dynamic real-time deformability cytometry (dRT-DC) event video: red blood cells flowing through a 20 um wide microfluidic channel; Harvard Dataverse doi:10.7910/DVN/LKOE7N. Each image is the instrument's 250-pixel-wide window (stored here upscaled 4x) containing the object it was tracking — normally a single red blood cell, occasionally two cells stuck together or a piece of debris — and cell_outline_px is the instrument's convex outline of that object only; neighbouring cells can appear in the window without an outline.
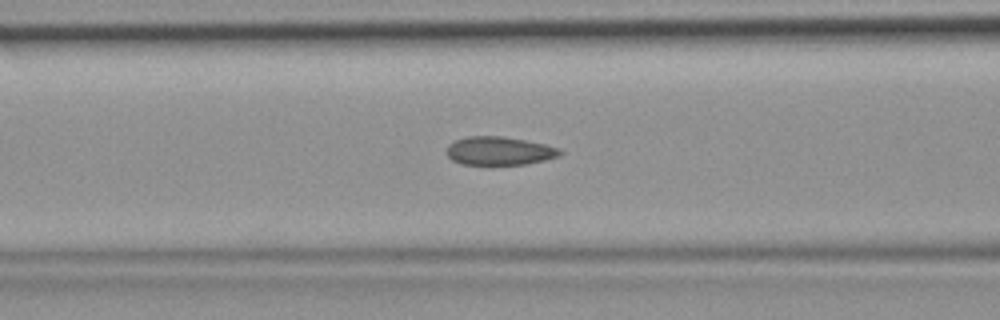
{"species": "common noctule bat (a hibernating species)", "species_latin": "Nyctalus noctula", "temperature_condition": "room temperature", "stored_images_in_passage": 45, "camera_frame_rate_fps": 3000, "um_per_image_px": 0.085, "animal": {"sex": "female", "body_mass_g": 19.9}, "frame": {"image": 1, "passage_image": 18, "time_ms": 5.667, "image_size_px": [1000, 320], "cell_outline_px": [[564, 152], [560, 156], [544, 160], [524, 164], [488, 168], [460, 164], [452, 160], [448, 156], [448, 144], [456, 140], [468, 136], [504, 136], [544, 144], [560, 148]], "centroid_in_image_um": [42.43, 12.88], "position_along_channel_um": 124.2, "area_um2": 19.59}}
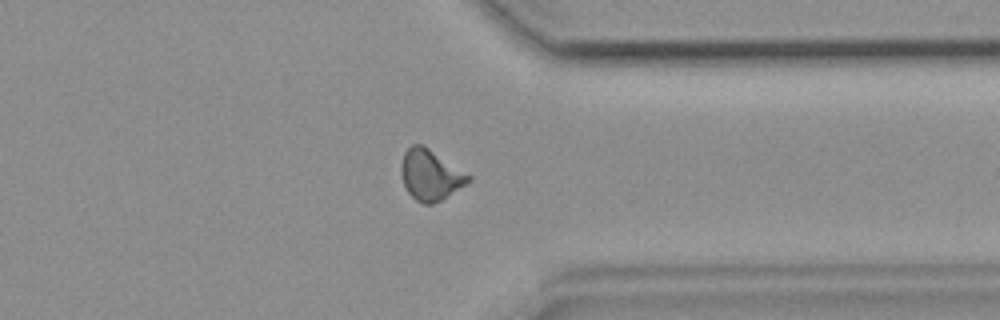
{"frame": {"image": 2, "passage_image": 35, "time_ms": 11.333, "image_size_px": [1000, 320], "cell_outline_px": [[472, 180], [440, 200], [432, 204], [424, 204], [416, 200], [404, 188], [400, 172], [400, 164], [404, 152], [412, 144], [420, 144], [428, 148], [472, 176]], "centroid_in_image_um": [36.55, 14.87], "position_along_channel_um": 374.9, "area_um2": 19.71}}
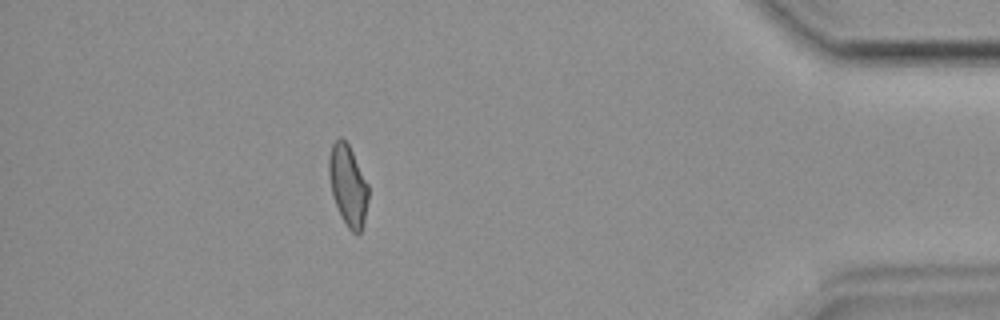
{"frame": {"image": 3, "passage_image": 40, "time_ms": 13.0, "image_size_px": [1000, 320], "cell_outline_px": [[368, 200], [364, 224], [360, 232], [352, 232], [348, 228], [340, 216], [332, 196], [328, 176], [328, 156], [332, 144], [340, 136], [348, 144], [368, 184]], "centroid_in_image_um": [29.55, 15.76], "position_along_channel_um": 405.6, "area_um2": 18.67}}